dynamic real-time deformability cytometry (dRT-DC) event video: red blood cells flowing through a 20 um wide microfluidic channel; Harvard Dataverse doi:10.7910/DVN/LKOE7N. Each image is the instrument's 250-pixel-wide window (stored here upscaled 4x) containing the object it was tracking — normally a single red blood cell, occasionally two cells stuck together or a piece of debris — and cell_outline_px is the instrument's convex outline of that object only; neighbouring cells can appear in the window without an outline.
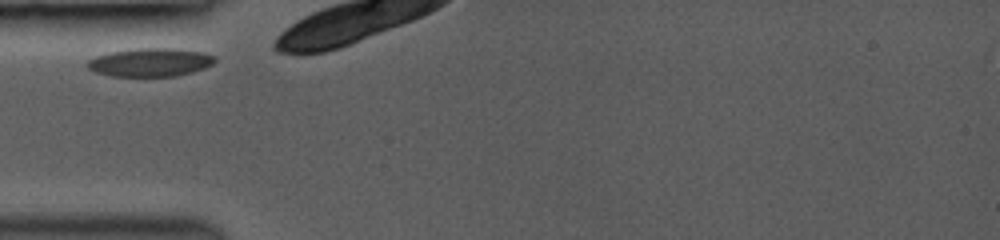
{"species": "common noctule bat (a hibernating species)", "species_latin": "Nyctalus noctula", "temperature_condition": "room temperature", "stored_images_in_passage": 30, "camera_frame_rate_fps": 3000, "um_per_image_px": 0.085, "animal": {"sex": "female", "body_mass_g": 19.0, "forearm_length_mm": 53.3}, "frame": {"image": 1, "passage_image": 1, "time_ms": 0.0, "image_size_px": [1000, 240], "cell_outline_px": [[216, 60], [212, 64], [204, 68], [192, 72], [176, 76], [112, 76], [96, 72], [88, 68], [88, 60], [96, 56], [108, 52], [136, 48], [176, 48], [204, 52], [216, 56]], "centroid_in_image_um": [12.8, 5.28], "position_along_channel_um": 72.2, "area_um2": 21.15}}